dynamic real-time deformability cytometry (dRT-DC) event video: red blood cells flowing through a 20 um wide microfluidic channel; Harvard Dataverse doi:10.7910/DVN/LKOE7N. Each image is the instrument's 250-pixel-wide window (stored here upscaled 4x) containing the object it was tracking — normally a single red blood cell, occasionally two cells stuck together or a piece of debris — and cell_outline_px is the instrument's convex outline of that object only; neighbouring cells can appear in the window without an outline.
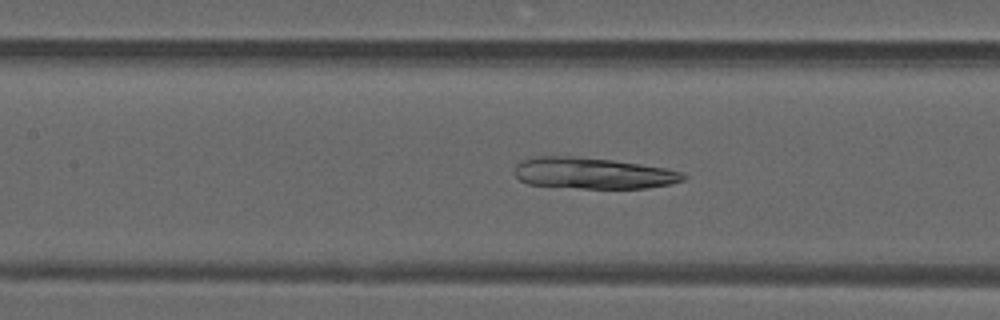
{"species": "common noctule bat (a hibernating species)", "species_latin": "Nyctalus noctula", "temperature_condition": "warm", "stored_images_in_passage": 34, "camera_frame_rate_fps": 3000, "um_per_image_px": 0.085, "animal": {"sex": "male", "forearm_length_mm": 52.5}, "frame": {"image": 1, "passage_image": 8, "time_ms": 2.333, "image_size_px": [1000, 320], "cell_outline_px": [[688, 176], [684, 180], [668, 184], [648, 188], [580, 188], [528, 184], [520, 180], [516, 176], [516, 164], [524, 160], [536, 156], [572, 156], [612, 160], [640, 164], [664, 168], [680, 172]], "centroid_in_image_um": [50.4, 14.72], "position_along_channel_um": 157.0, "area_um2": 30.4}}
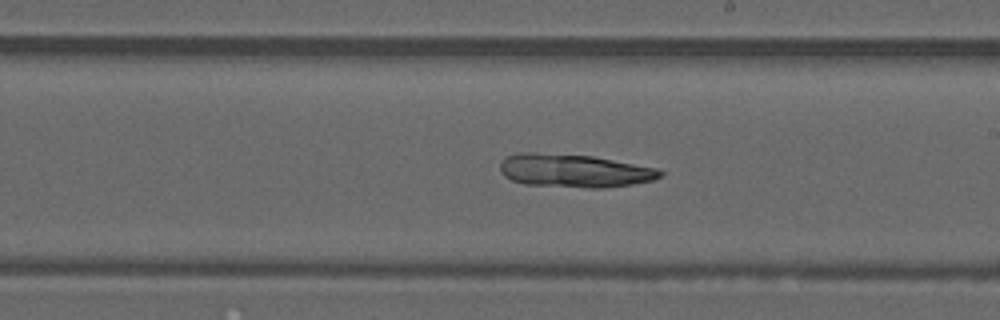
{"frame": {"image": 2, "passage_image": 14, "time_ms": 4.333, "image_size_px": [1000, 320], "cell_outline_px": [[664, 172], [660, 176], [652, 180], [632, 184], [604, 188], [584, 188], [524, 184], [512, 180], [504, 176], [500, 172], [500, 160], [508, 156], [520, 152], [532, 152], [592, 156], [660, 168]], "centroid_in_image_um": [48.8, 14.51], "position_along_channel_um": 240.2, "area_um2": 31.21}}
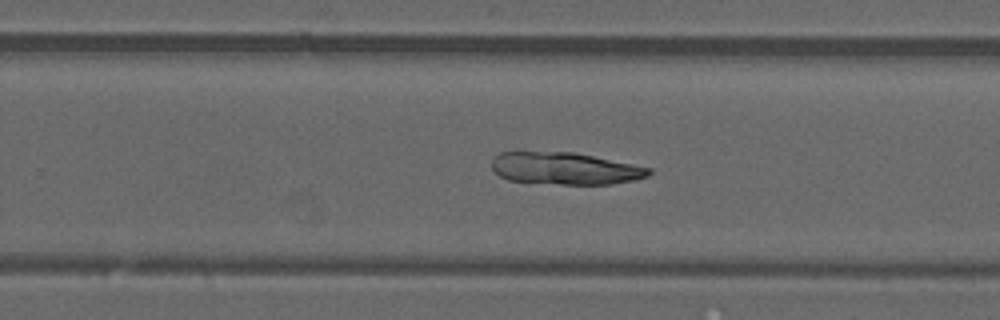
{"frame": {"image": 3, "passage_image": 17, "time_ms": 5.333, "image_size_px": [1000, 320], "cell_outline_px": [[652, 172], [648, 176], [636, 180], [612, 184], [560, 184], [508, 180], [500, 176], [492, 168], [492, 160], [500, 152], [572, 152], [652, 168]], "centroid_in_image_um": [48.05, 14.32], "position_along_channel_um": 281.7, "area_um2": 29.19}}